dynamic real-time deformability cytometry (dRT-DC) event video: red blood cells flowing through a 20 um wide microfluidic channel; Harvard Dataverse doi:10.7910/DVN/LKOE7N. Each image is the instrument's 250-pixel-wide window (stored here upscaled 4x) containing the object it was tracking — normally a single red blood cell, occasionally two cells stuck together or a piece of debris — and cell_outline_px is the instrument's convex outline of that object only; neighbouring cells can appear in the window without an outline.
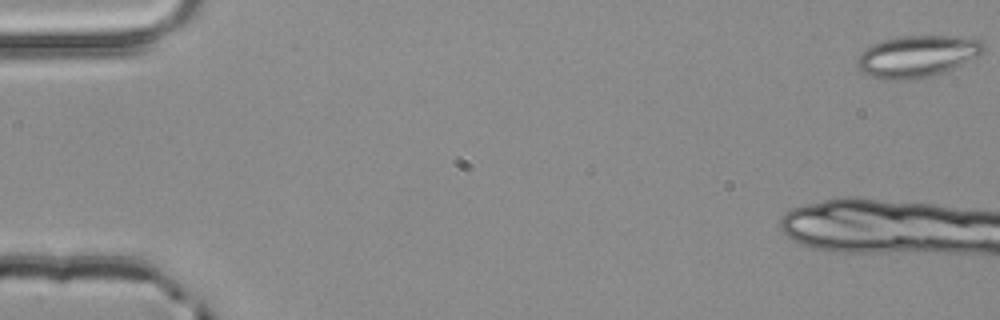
{"species": "common noctule bat (a hibernating species)", "species_latin": "Nyctalus noctula", "temperature_condition": "room temperature", "stored_images_in_passage": 16, "camera_frame_rate_fps": 3000, "um_per_image_px": 0.085, "animal": {"sex": "male", "body_mass_g": 20.4}, "frame": {"image": 1, "passage_image": 1, "time_ms": 0.0, "image_size_px": [1000, 320], "cell_outline_px": [[984, 48], [976, 56], [948, 72], [932, 76], [912, 80], [880, 80], [860, 72], [856, 68], [856, 60], [860, 52], [864, 48], [872, 44], [884, 40], [904, 36], [964, 36], [980, 40], [984, 44]], "centroid_in_image_um": [77.9, 4.81], "position_along_channel_um": 7.1, "area_um2": 31.21}}